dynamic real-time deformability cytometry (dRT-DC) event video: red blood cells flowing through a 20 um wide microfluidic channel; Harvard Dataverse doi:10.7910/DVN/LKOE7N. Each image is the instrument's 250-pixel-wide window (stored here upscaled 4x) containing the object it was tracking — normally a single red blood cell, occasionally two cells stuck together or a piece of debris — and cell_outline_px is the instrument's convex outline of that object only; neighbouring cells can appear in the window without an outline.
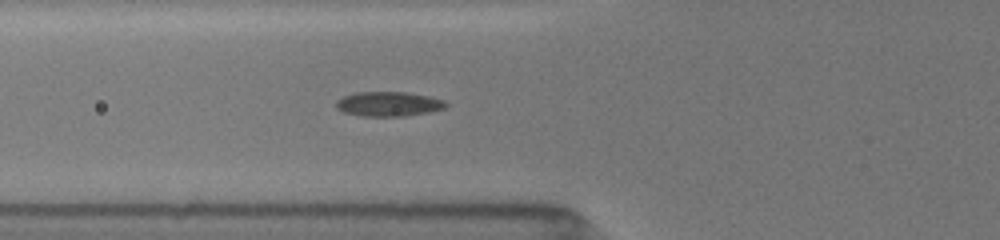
{"species": "common noctule bat (a hibernating species)", "species_latin": "Nyctalus noctula", "temperature_condition": "room temperature", "stored_images_in_passage": 47, "camera_frame_rate_fps": 3000, "um_per_image_px": 0.085, "animal": {"sex": "female", "body_mass_g": 19.5, "forearm_length_mm": 54.1}, "frame": {"image": 1, "passage_image": 10, "time_ms": 6.0, "image_size_px": [1000, 240], "cell_outline_px": [[448, 104], [444, 108], [428, 112], [400, 116], [364, 116], [344, 112], [336, 108], [336, 100], [344, 96], [356, 92], [404, 92], [428, 96], [444, 100]], "centroid_in_image_um": [33.0, 8.83], "position_along_channel_um": 92.8, "area_um2": 15.55}}
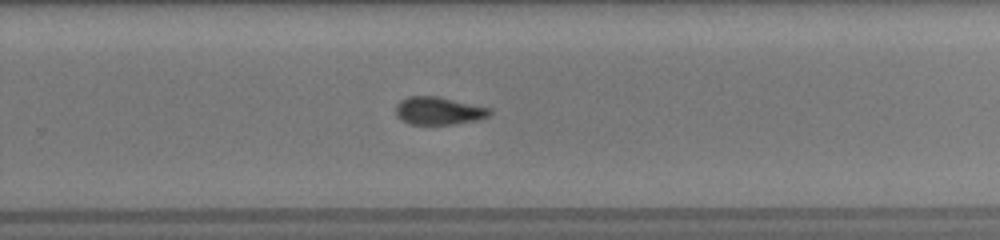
{"frame": {"image": 2, "passage_image": 28, "time_ms": 11.0, "image_size_px": [1000, 240], "cell_outline_px": [[492, 112], [488, 116], [476, 120], [452, 124], [408, 124], [400, 120], [396, 116], [396, 104], [400, 100], [408, 96], [436, 96], [492, 108]], "centroid_in_image_um": [37.25, 9.41], "position_along_channel_um": 292.5, "area_um2": 15.26}}
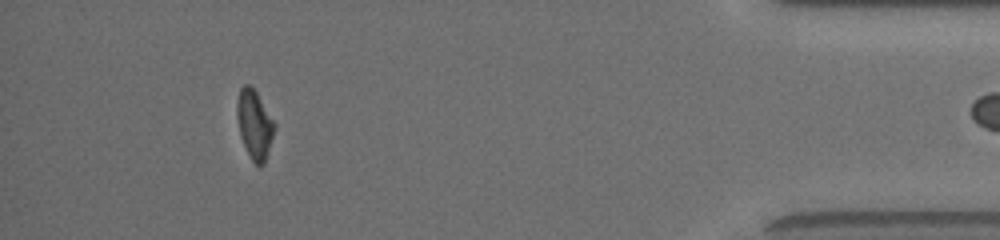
{"frame": {"image": 3, "passage_image": 45, "time_ms": 15.333, "image_size_px": [1000, 240], "cell_outline_px": [[276, 124], [264, 164], [256, 164], [252, 160], [240, 136], [236, 116], [236, 104], [240, 88], [244, 84], [248, 84], [256, 92]], "centroid_in_image_um": [21.61, 10.54], "position_along_channel_um": 413.6, "area_um2": 14.74}}